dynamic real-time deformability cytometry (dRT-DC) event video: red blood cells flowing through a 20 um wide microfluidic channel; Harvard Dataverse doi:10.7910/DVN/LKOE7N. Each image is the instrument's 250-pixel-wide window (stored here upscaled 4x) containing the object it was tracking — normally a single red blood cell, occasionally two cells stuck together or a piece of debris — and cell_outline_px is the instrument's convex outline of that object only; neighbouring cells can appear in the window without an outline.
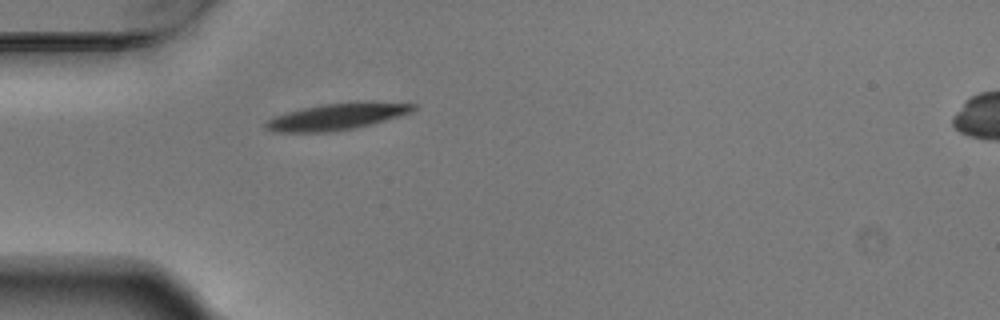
{"species": "Egyptian fruit bat (a non-hibernating species)", "species_latin": "Rousettus aegyptiacus", "temperature_condition": "warm", "stored_images_in_passage": 1, "camera_frame_rate_fps": 3000, "um_per_image_px": 0.085, "animal": {"sex": "male"}, "frame": {"image": 1, "passage_image": 1, "time_ms": 0.0, "image_size_px": [1000, 320], "cell_outline_px": [[416, 108], [412, 112], [372, 124], [356, 128], [332, 132], [272, 132], [264, 128], [264, 124], [272, 116], [300, 108], [320, 104], [356, 100], [368, 100], [416, 104]], "centroid_in_image_um": [28.64, 9.88], "position_along_channel_um": 56.4, "area_um2": 23.64}}